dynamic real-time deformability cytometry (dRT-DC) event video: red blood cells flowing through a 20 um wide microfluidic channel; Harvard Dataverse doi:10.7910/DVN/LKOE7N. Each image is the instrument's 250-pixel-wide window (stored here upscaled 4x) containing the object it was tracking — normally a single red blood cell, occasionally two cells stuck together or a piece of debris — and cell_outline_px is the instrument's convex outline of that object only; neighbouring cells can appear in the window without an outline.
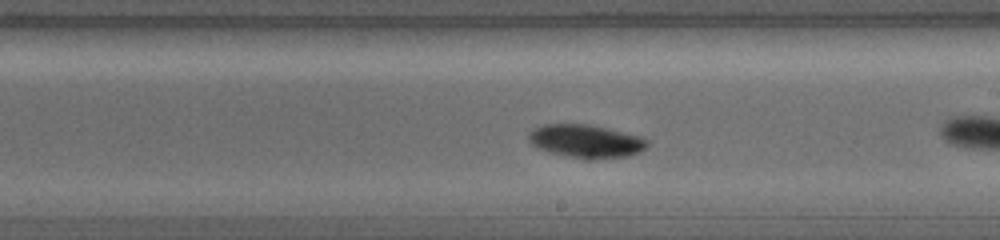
{"species": "common noctule bat (a hibernating species)", "species_latin": "Nyctalus noctula", "temperature_condition": "warm", "stored_images_in_passage": 22, "camera_frame_rate_fps": 5000, "um_per_image_px": 0.085, "animal": {"sex": "female", "body_mass_g": 19.0, "forearm_length_mm": 56.7}, "frame": {"image": 1, "passage_image": 10, "time_ms": 2.8, "image_size_px": [1000, 240], "cell_outline_px": [[648, 148], [640, 152], [628, 156], [592, 160], [584, 160], [564, 156], [548, 152], [536, 148], [528, 140], [528, 132], [544, 124], [588, 124], [640, 136], [648, 140]], "centroid_in_image_um": [49.8, 12.03], "position_along_channel_um": 239.2, "area_um2": 23.29}}